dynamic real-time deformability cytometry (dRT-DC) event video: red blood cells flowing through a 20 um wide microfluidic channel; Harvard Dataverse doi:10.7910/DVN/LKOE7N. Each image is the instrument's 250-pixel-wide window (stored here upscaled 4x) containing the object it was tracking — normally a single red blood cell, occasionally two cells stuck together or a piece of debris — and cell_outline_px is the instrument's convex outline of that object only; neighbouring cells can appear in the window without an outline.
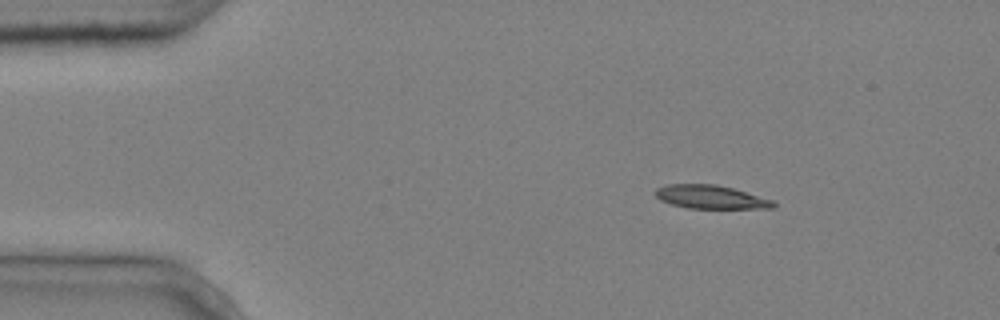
{"species": "common noctule bat (a hibernating species)", "species_latin": "Nyctalus noctula", "temperature_condition": "cold", "stored_images_in_passage": 4, "camera_frame_rate_fps": 3000, "um_per_image_px": 0.085, "animal": {"sex": "male", "body_mass_g": 20.4}, "frame": {"image": 1, "passage_image": 2, "time_ms": 0.333, "image_size_px": [1000, 320], "cell_outline_px": [[776, 208], [688, 208], [672, 204], [660, 200], [656, 196], [656, 188], [668, 184], [716, 184], [732, 188], [772, 200], [776, 204]], "centroid_in_image_um": [60.4, 16.74], "position_along_channel_um": 24.6, "area_um2": 15.95}}